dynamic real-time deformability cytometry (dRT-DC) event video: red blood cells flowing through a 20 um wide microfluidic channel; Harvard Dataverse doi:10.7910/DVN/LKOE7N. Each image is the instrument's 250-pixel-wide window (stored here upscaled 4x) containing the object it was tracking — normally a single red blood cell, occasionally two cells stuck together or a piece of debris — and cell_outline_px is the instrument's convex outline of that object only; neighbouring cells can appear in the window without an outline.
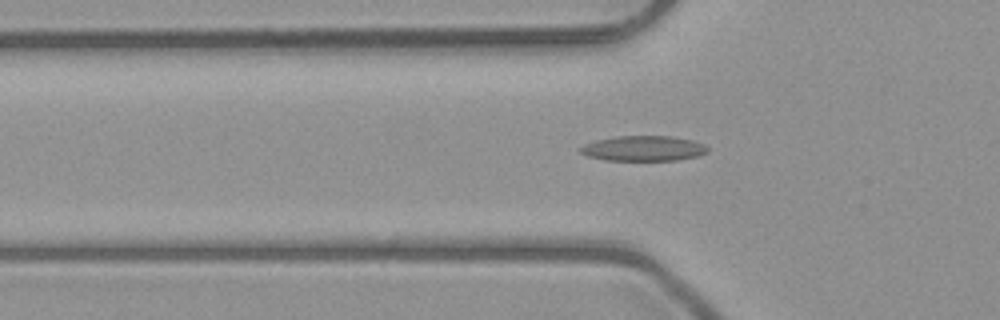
{"species": "common noctule bat (a hibernating species)", "species_latin": "Nyctalus noctula", "temperature_condition": "room temperature", "stored_images_in_passage": 45, "camera_frame_rate_fps": 3000, "um_per_image_px": 0.085, "animal": {"sex": "male", "body_mass_g": 23.1, "forearm_length_mm": 52.7}, "frame": {"image": 1, "passage_image": 17, "time_ms": 5.333, "image_size_px": [1000, 320], "cell_outline_px": [[708, 152], [700, 156], [676, 160], [604, 160], [588, 156], [580, 152], [576, 148], [584, 144], [596, 140], [616, 136], [672, 136], [692, 140], [704, 144], [708, 148]], "centroid_in_image_um": [54.68, 12.61], "position_along_channel_um": 71.1, "area_um2": 18.84}}
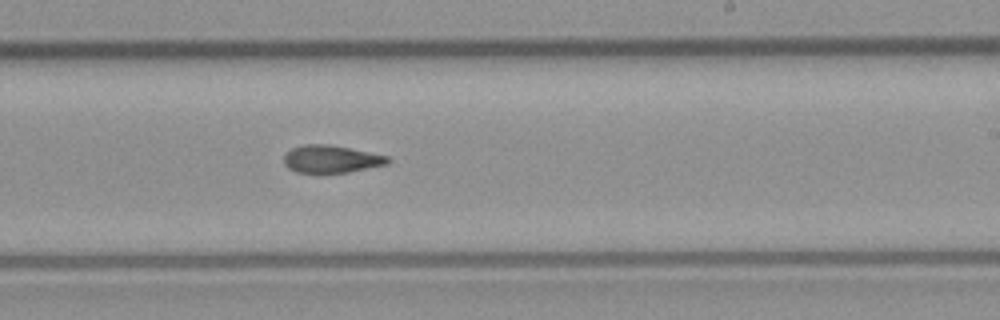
{"frame": {"image": 2, "passage_image": 31, "time_ms": 10.0, "image_size_px": [1000, 320], "cell_outline_px": [[392, 160], [388, 164], [348, 172], [296, 172], [288, 168], [284, 164], [284, 152], [292, 148], [304, 144], [328, 144], [388, 156]], "centroid_in_image_um": [28.13, 13.51], "position_along_channel_um": 260.9, "area_um2": 16.59}}
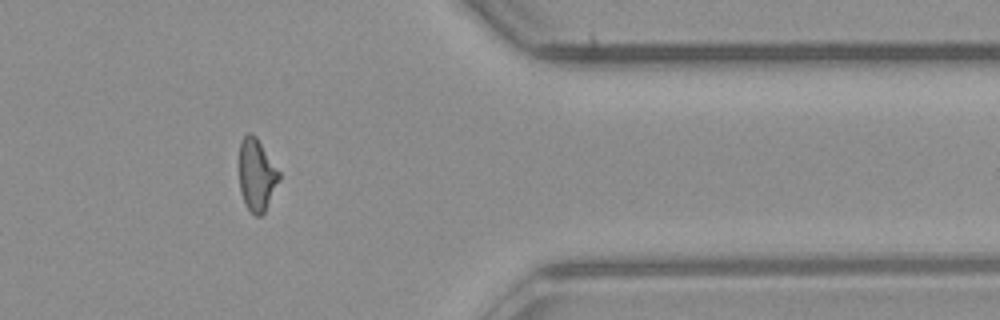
{"frame": {"image": 3, "passage_image": 42, "time_ms": 13.667, "image_size_px": [1000, 320], "cell_outline_px": [[280, 180], [264, 212], [260, 216], [256, 216], [244, 204], [240, 192], [240, 140], [248, 132], [252, 132], [256, 136], [280, 172]], "centroid_in_image_um": [21.82, 14.85], "position_along_channel_um": 389.6, "area_um2": 16.76}}